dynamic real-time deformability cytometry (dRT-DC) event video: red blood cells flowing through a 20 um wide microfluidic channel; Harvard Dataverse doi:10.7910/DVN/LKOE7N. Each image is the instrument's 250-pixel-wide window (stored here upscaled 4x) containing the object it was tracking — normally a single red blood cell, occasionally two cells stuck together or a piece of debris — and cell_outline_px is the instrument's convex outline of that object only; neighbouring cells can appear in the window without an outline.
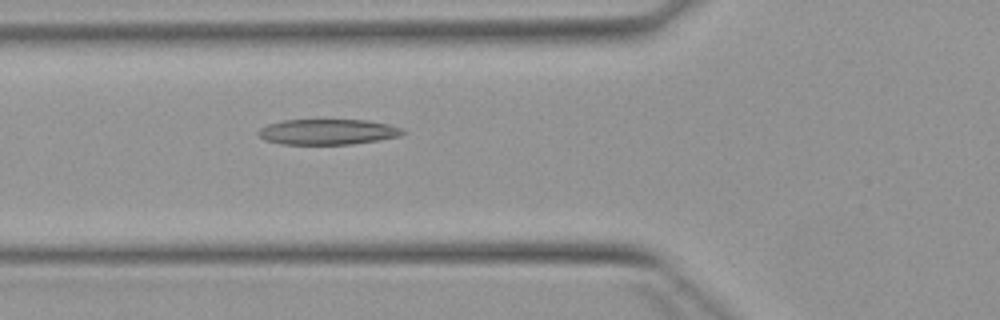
{"species": "Egyptian fruit bat (a non-hibernating species)", "species_latin": "Rousettus aegyptiacus", "temperature_condition": "warm", "stored_images_in_passage": 6, "camera_frame_rate_fps": 3000, "um_per_image_px": 0.085, "animal": {"sex": "female"}, "frame": {"image": 1, "passage_image": 6, "time_ms": 5.667, "image_size_px": [1000, 320], "cell_outline_px": [[408, 132], [400, 136], [380, 140], [352, 144], [280, 144], [264, 140], [256, 132], [260, 128], [268, 124], [284, 120], [368, 120], [388, 124], [404, 128]], "centroid_in_image_um": [27.9, 11.21], "position_along_channel_um": 97.9, "area_um2": 21.68}}